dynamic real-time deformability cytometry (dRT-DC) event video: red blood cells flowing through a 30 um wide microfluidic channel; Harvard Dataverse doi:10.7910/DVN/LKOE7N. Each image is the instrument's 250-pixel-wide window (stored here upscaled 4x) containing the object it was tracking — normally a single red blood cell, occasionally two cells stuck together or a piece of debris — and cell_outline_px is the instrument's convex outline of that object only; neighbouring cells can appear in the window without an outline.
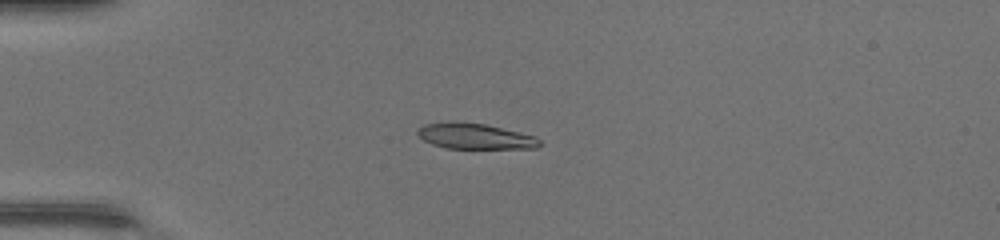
{"species": "common noctule bat (a hibernating species)", "species_latin": "Nyctalus noctula", "temperature_condition": "warm", "stored_images_in_passage": 37, "camera_frame_rate_fps": 3000, "um_per_image_px": 0.085, "animal": {"sex": "female", "body_mass_g": 17.0, "forearm_length_mm": 48.0}, "frame": {"image": 1, "passage_image": 3, "time_ms": 0.667, "image_size_px": [1000, 240], "cell_outline_px": [[544, 144], [536, 148], [448, 148], [432, 144], [424, 140], [416, 132], [424, 124], [484, 124], [536, 136]], "centroid_in_image_um": [40.48, 11.62], "position_along_channel_um": 44.5, "area_um2": 17.4}}
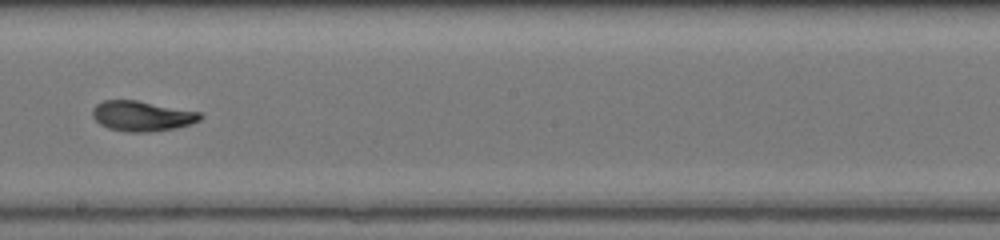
{"frame": {"image": 2, "passage_image": 18, "time_ms": 5.667, "image_size_px": [1000, 240], "cell_outline_px": [[204, 116], [200, 120], [176, 128], [148, 132], [128, 132], [108, 128], [100, 124], [92, 116], [92, 108], [96, 104], [104, 100], [136, 100], [200, 112]], "centroid_in_image_um": [12.05, 9.86], "position_along_channel_um": 236.2, "area_um2": 18.9}}
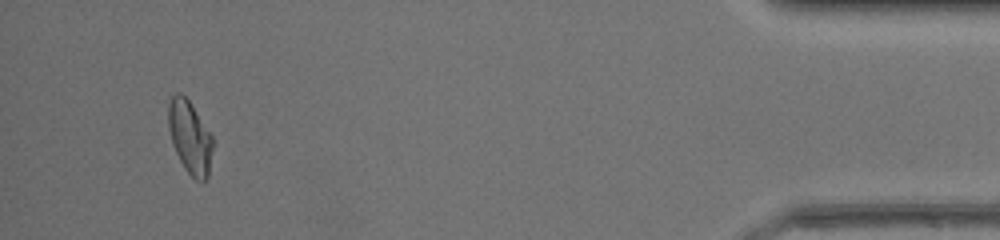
{"frame": {"image": 3, "passage_image": 35, "time_ms": 11.333, "image_size_px": [1000, 240], "cell_outline_px": [[212, 148], [208, 176], [204, 180], [196, 180], [184, 168], [172, 144], [168, 128], [168, 104], [172, 96], [176, 92], [180, 92], [188, 100], [212, 136]], "centroid_in_image_um": [16.11, 11.65], "position_along_channel_um": 419.1, "area_um2": 18.5}, "authors_computed_cell_mechanics": {"area_um2": 18.6116, "velocity_mm_per_s": 4.4425, "shape_relaxation_time_tau1_ms": 5.3656, "shape_relaxation_time_tau2_ms": 1.0566, "deformation_change_tau1": 0.2414, "deformation_change_tau2": 0.0584}}